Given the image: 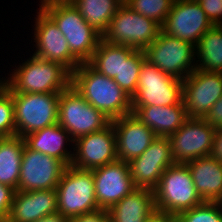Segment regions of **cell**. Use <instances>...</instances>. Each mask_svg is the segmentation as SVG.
<instances>
[{
    "mask_svg": "<svg viewBox=\"0 0 222 222\" xmlns=\"http://www.w3.org/2000/svg\"><path fill=\"white\" fill-rule=\"evenodd\" d=\"M71 84L110 120L132 113L131 97L113 78L101 74L89 63H81L71 74Z\"/></svg>",
    "mask_w": 222,
    "mask_h": 222,
    "instance_id": "6da1fadb",
    "label": "cell"
},
{
    "mask_svg": "<svg viewBox=\"0 0 222 222\" xmlns=\"http://www.w3.org/2000/svg\"><path fill=\"white\" fill-rule=\"evenodd\" d=\"M215 131L204 118H188L168 137L175 164H187L194 159L210 156Z\"/></svg>",
    "mask_w": 222,
    "mask_h": 222,
    "instance_id": "7c38bea8",
    "label": "cell"
},
{
    "mask_svg": "<svg viewBox=\"0 0 222 222\" xmlns=\"http://www.w3.org/2000/svg\"><path fill=\"white\" fill-rule=\"evenodd\" d=\"M136 188L154 190L166 168L175 164L168 137H157L137 158L128 162Z\"/></svg>",
    "mask_w": 222,
    "mask_h": 222,
    "instance_id": "2e32d148",
    "label": "cell"
},
{
    "mask_svg": "<svg viewBox=\"0 0 222 222\" xmlns=\"http://www.w3.org/2000/svg\"><path fill=\"white\" fill-rule=\"evenodd\" d=\"M84 20L101 36L121 6L117 0H70Z\"/></svg>",
    "mask_w": 222,
    "mask_h": 222,
    "instance_id": "83f0119b",
    "label": "cell"
},
{
    "mask_svg": "<svg viewBox=\"0 0 222 222\" xmlns=\"http://www.w3.org/2000/svg\"><path fill=\"white\" fill-rule=\"evenodd\" d=\"M153 191L156 210L174 217L204 202L196 191L186 164L166 168Z\"/></svg>",
    "mask_w": 222,
    "mask_h": 222,
    "instance_id": "277c9868",
    "label": "cell"
},
{
    "mask_svg": "<svg viewBox=\"0 0 222 222\" xmlns=\"http://www.w3.org/2000/svg\"><path fill=\"white\" fill-rule=\"evenodd\" d=\"M58 26L72 55L80 63H88L102 38L70 2H52L40 7Z\"/></svg>",
    "mask_w": 222,
    "mask_h": 222,
    "instance_id": "3957f363",
    "label": "cell"
},
{
    "mask_svg": "<svg viewBox=\"0 0 222 222\" xmlns=\"http://www.w3.org/2000/svg\"><path fill=\"white\" fill-rule=\"evenodd\" d=\"M23 137L4 136L0 139V183L17 191L22 153L25 148Z\"/></svg>",
    "mask_w": 222,
    "mask_h": 222,
    "instance_id": "d4e9b609",
    "label": "cell"
},
{
    "mask_svg": "<svg viewBox=\"0 0 222 222\" xmlns=\"http://www.w3.org/2000/svg\"><path fill=\"white\" fill-rule=\"evenodd\" d=\"M67 1H70V0H40V4H39V8L42 7L43 5L45 4H48V3H52V2H67Z\"/></svg>",
    "mask_w": 222,
    "mask_h": 222,
    "instance_id": "60d3db41",
    "label": "cell"
},
{
    "mask_svg": "<svg viewBox=\"0 0 222 222\" xmlns=\"http://www.w3.org/2000/svg\"><path fill=\"white\" fill-rule=\"evenodd\" d=\"M66 167L67 165L63 161L33 151L25 145L17 190L56 189Z\"/></svg>",
    "mask_w": 222,
    "mask_h": 222,
    "instance_id": "4fadbf2b",
    "label": "cell"
},
{
    "mask_svg": "<svg viewBox=\"0 0 222 222\" xmlns=\"http://www.w3.org/2000/svg\"><path fill=\"white\" fill-rule=\"evenodd\" d=\"M58 213L72 218L99 209L92 170L67 166L56 187Z\"/></svg>",
    "mask_w": 222,
    "mask_h": 222,
    "instance_id": "9c48e42d",
    "label": "cell"
},
{
    "mask_svg": "<svg viewBox=\"0 0 222 222\" xmlns=\"http://www.w3.org/2000/svg\"><path fill=\"white\" fill-rule=\"evenodd\" d=\"M175 217L162 211L156 210L144 222H175Z\"/></svg>",
    "mask_w": 222,
    "mask_h": 222,
    "instance_id": "74e56055",
    "label": "cell"
},
{
    "mask_svg": "<svg viewBox=\"0 0 222 222\" xmlns=\"http://www.w3.org/2000/svg\"><path fill=\"white\" fill-rule=\"evenodd\" d=\"M71 166L92 170L118 160L116 134L112 122L104 129L74 141Z\"/></svg>",
    "mask_w": 222,
    "mask_h": 222,
    "instance_id": "9a60e30c",
    "label": "cell"
},
{
    "mask_svg": "<svg viewBox=\"0 0 222 222\" xmlns=\"http://www.w3.org/2000/svg\"><path fill=\"white\" fill-rule=\"evenodd\" d=\"M162 27L151 18L121 5L111 19L102 39L116 45L144 50L158 37Z\"/></svg>",
    "mask_w": 222,
    "mask_h": 222,
    "instance_id": "52a82bcc",
    "label": "cell"
},
{
    "mask_svg": "<svg viewBox=\"0 0 222 222\" xmlns=\"http://www.w3.org/2000/svg\"><path fill=\"white\" fill-rule=\"evenodd\" d=\"M16 135L28 134L58 123L60 93H11Z\"/></svg>",
    "mask_w": 222,
    "mask_h": 222,
    "instance_id": "ba28073f",
    "label": "cell"
},
{
    "mask_svg": "<svg viewBox=\"0 0 222 222\" xmlns=\"http://www.w3.org/2000/svg\"><path fill=\"white\" fill-rule=\"evenodd\" d=\"M69 222H109V213L106 209H97L88 213L69 218Z\"/></svg>",
    "mask_w": 222,
    "mask_h": 222,
    "instance_id": "836d02e7",
    "label": "cell"
},
{
    "mask_svg": "<svg viewBox=\"0 0 222 222\" xmlns=\"http://www.w3.org/2000/svg\"><path fill=\"white\" fill-rule=\"evenodd\" d=\"M146 60L162 72L184 80L196 69L195 45L160 31L144 50Z\"/></svg>",
    "mask_w": 222,
    "mask_h": 222,
    "instance_id": "8992f818",
    "label": "cell"
},
{
    "mask_svg": "<svg viewBox=\"0 0 222 222\" xmlns=\"http://www.w3.org/2000/svg\"><path fill=\"white\" fill-rule=\"evenodd\" d=\"M95 198L98 207L109 210L126 195L136 189L130 175L129 164L116 160L92 169Z\"/></svg>",
    "mask_w": 222,
    "mask_h": 222,
    "instance_id": "ac0fdd59",
    "label": "cell"
},
{
    "mask_svg": "<svg viewBox=\"0 0 222 222\" xmlns=\"http://www.w3.org/2000/svg\"><path fill=\"white\" fill-rule=\"evenodd\" d=\"M204 119L215 130L222 128V97L211 107Z\"/></svg>",
    "mask_w": 222,
    "mask_h": 222,
    "instance_id": "d590c367",
    "label": "cell"
},
{
    "mask_svg": "<svg viewBox=\"0 0 222 222\" xmlns=\"http://www.w3.org/2000/svg\"><path fill=\"white\" fill-rule=\"evenodd\" d=\"M116 134L118 160L126 163L139 157L157 138L133 113L111 120Z\"/></svg>",
    "mask_w": 222,
    "mask_h": 222,
    "instance_id": "d6986e66",
    "label": "cell"
},
{
    "mask_svg": "<svg viewBox=\"0 0 222 222\" xmlns=\"http://www.w3.org/2000/svg\"><path fill=\"white\" fill-rule=\"evenodd\" d=\"M183 80L170 76L145 60L139 72L132 106H170L183 100Z\"/></svg>",
    "mask_w": 222,
    "mask_h": 222,
    "instance_id": "30bf717a",
    "label": "cell"
},
{
    "mask_svg": "<svg viewBox=\"0 0 222 222\" xmlns=\"http://www.w3.org/2000/svg\"><path fill=\"white\" fill-rule=\"evenodd\" d=\"M24 141L33 151L61 160L67 166L72 163L74 141L58 123L26 135Z\"/></svg>",
    "mask_w": 222,
    "mask_h": 222,
    "instance_id": "44dd1931",
    "label": "cell"
},
{
    "mask_svg": "<svg viewBox=\"0 0 222 222\" xmlns=\"http://www.w3.org/2000/svg\"><path fill=\"white\" fill-rule=\"evenodd\" d=\"M15 190L0 183V214L8 219Z\"/></svg>",
    "mask_w": 222,
    "mask_h": 222,
    "instance_id": "e575fe53",
    "label": "cell"
},
{
    "mask_svg": "<svg viewBox=\"0 0 222 222\" xmlns=\"http://www.w3.org/2000/svg\"><path fill=\"white\" fill-rule=\"evenodd\" d=\"M7 88V77L0 78V94H2Z\"/></svg>",
    "mask_w": 222,
    "mask_h": 222,
    "instance_id": "ab89813d",
    "label": "cell"
},
{
    "mask_svg": "<svg viewBox=\"0 0 222 222\" xmlns=\"http://www.w3.org/2000/svg\"><path fill=\"white\" fill-rule=\"evenodd\" d=\"M156 211L154 191L136 188L109 210V222H144Z\"/></svg>",
    "mask_w": 222,
    "mask_h": 222,
    "instance_id": "cb8c5ba5",
    "label": "cell"
},
{
    "mask_svg": "<svg viewBox=\"0 0 222 222\" xmlns=\"http://www.w3.org/2000/svg\"><path fill=\"white\" fill-rule=\"evenodd\" d=\"M135 50L132 47L111 44L101 38L88 63L101 74L114 78L122 68V59H127Z\"/></svg>",
    "mask_w": 222,
    "mask_h": 222,
    "instance_id": "4316f807",
    "label": "cell"
},
{
    "mask_svg": "<svg viewBox=\"0 0 222 222\" xmlns=\"http://www.w3.org/2000/svg\"><path fill=\"white\" fill-rule=\"evenodd\" d=\"M36 222H69V218L56 212L54 214L46 215L45 217L40 218Z\"/></svg>",
    "mask_w": 222,
    "mask_h": 222,
    "instance_id": "f35d334b",
    "label": "cell"
},
{
    "mask_svg": "<svg viewBox=\"0 0 222 222\" xmlns=\"http://www.w3.org/2000/svg\"><path fill=\"white\" fill-rule=\"evenodd\" d=\"M7 76L10 93H61L71 84V73L60 63L30 54Z\"/></svg>",
    "mask_w": 222,
    "mask_h": 222,
    "instance_id": "7a4b0ae2",
    "label": "cell"
},
{
    "mask_svg": "<svg viewBox=\"0 0 222 222\" xmlns=\"http://www.w3.org/2000/svg\"><path fill=\"white\" fill-rule=\"evenodd\" d=\"M121 5H128L131 0H117Z\"/></svg>",
    "mask_w": 222,
    "mask_h": 222,
    "instance_id": "b9f144b4",
    "label": "cell"
},
{
    "mask_svg": "<svg viewBox=\"0 0 222 222\" xmlns=\"http://www.w3.org/2000/svg\"><path fill=\"white\" fill-rule=\"evenodd\" d=\"M210 156L222 163V128L215 131L213 147Z\"/></svg>",
    "mask_w": 222,
    "mask_h": 222,
    "instance_id": "8d00e7d4",
    "label": "cell"
},
{
    "mask_svg": "<svg viewBox=\"0 0 222 222\" xmlns=\"http://www.w3.org/2000/svg\"><path fill=\"white\" fill-rule=\"evenodd\" d=\"M146 60L143 50H135L127 59H122V68L113 80L132 98L136 93L139 72Z\"/></svg>",
    "mask_w": 222,
    "mask_h": 222,
    "instance_id": "f1b7e54d",
    "label": "cell"
},
{
    "mask_svg": "<svg viewBox=\"0 0 222 222\" xmlns=\"http://www.w3.org/2000/svg\"><path fill=\"white\" fill-rule=\"evenodd\" d=\"M211 23L222 26V0H198Z\"/></svg>",
    "mask_w": 222,
    "mask_h": 222,
    "instance_id": "d6a6232c",
    "label": "cell"
},
{
    "mask_svg": "<svg viewBox=\"0 0 222 222\" xmlns=\"http://www.w3.org/2000/svg\"><path fill=\"white\" fill-rule=\"evenodd\" d=\"M7 219L2 215V214H0V222H4V221H6Z\"/></svg>",
    "mask_w": 222,
    "mask_h": 222,
    "instance_id": "7bdbcfd3",
    "label": "cell"
},
{
    "mask_svg": "<svg viewBox=\"0 0 222 222\" xmlns=\"http://www.w3.org/2000/svg\"><path fill=\"white\" fill-rule=\"evenodd\" d=\"M176 222H222V202H207L183 211Z\"/></svg>",
    "mask_w": 222,
    "mask_h": 222,
    "instance_id": "f546056e",
    "label": "cell"
},
{
    "mask_svg": "<svg viewBox=\"0 0 222 222\" xmlns=\"http://www.w3.org/2000/svg\"><path fill=\"white\" fill-rule=\"evenodd\" d=\"M222 97V73L197 68L183 80V102L188 118H205Z\"/></svg>",
    "mask_w": 222,
    "mask_h": 222,
    "instance_id": "5bb4252c",
    "label": "cell"
},
{
    "mask_svg": "<svg viewBox=\"0 0 222 222\" xmlns=\"http://www.w3.org/2000/svg\"><path fill=\"white\" fill-rule=\"evenodd\" d=\"M213 26L197 1L181 0L173 2L161 27L166 34L196 46L204 33Z\"/></svg>",
    "mask_w": 222,
    "mask_h": 222,
    "instance_id": "e0dca14e",
    "label": "cell"
},
{
    "mask_svg": "<svg viewBox=\"0 0 222 222\" xmlns=\"http://www.w3.org/2000/svg\"><path fill=\"white\" fill-rule=\"evenodd\" d=\"M58 211L56 189L15 191L8 220L10 222H36Z\"/></svg>",
    "mask_w": 222,
    "mask_h": 222,
    "instance_id": "ffe728a7",
    "label": "cell"
},
{
    "mask_svg": "<svg viewBox=\"0 0 222 222\" xmlns=\"http://www.w3.org/2000/svg\"><path fill=\"white\" fill-rule=\"evenodd\" d=\"M32 54L44 60L60 63L71 74L81 65L72 55L67 40L55 22L41 9L36 10ZM36 48V50H34Z\"/></svg>",
    "mask_w": 222,
    "mask_h": 222,
    "instance_id": "8fae6325",
    "label": "cell"
},
{
    "mask_svg": "<svg viewBox=\"0 0 222 222\" xmlns=\"http://www.w3.org/2000/svg\"><path fill=\"white\" fill-rule=\"evenodd\" d=\"M197 193L203 201L222 202V163L211 157H201L186 164Z\"/></svg>",
    "mask_w": 222,
    "mask_h": 222,
    "instance_id": "603a6c76",
    "label": "cell"
},
{
    "mask_svg": "<svg viewBox=\"0 0 222 222\" xmlns=\"http://www.w3.org/2000/svg\"><path fill=\"white\" fill-rule=\"evenodd\" d=\"M195 49L198 70L222 73V26L216 25L207 30Z\"/></svg>",
    "mask_w": 222,
    "mask_h": 222,
    "instance_id": "484cf974",
    "label": "cell"
},
{
    "mask_svg": "<svg viewBox=\"0 0 222 222\" xmlns=\"http://www.w3.org/2000/svg\"><path fill=\"white\" fill-rule=\"evenodd\" d=\"M0 135H16L13 97L7 89L0 94Z\"/></svg>",
    "mask_w": 222,
    "mask_h": 222,
    "instance_id": "1f68e13d",
    "label": "cell"
},
{
    "mask_svg": "<svg viewBox=\"0 0 222 222\" xmlns=\"http://www.w3.org/2000/svg\"><path fill=\"white\" fill-rule=\"evenodd\" d=\"M110 123L111 120L87 102L72 84L60 93L58 124L69 133L73 141L102 130Z\"/></svg>",
    "mask_w": 222,
    "mask_h": 222,
    "instance_id": "5b68a950",
    "label": "cell"
},
{
    "mask_svg": "<svg viewBox=\"0 0 222 222\" xmlns=\"http://www.w3.org/2000/svg\"><path fill=\"white\" fill-rule=\"evenodd\" d=\"M172 5L171 0H131L127 6L141 15L153 19L162 26Z\"/></svg>",
    "mask_w": 222,
    "mask_h": 222,
    "instance_id": "4dcf8cb0",
    "label": "cell"
},
{
    "mask_svg": "<svg viewBox=\"0 0 222 222\" xmlns=\"http://www.w3.org/2000/svg\"><path fill=\"white\" fill-rule=\"evenodd\" d=\"M132 113L157 137H169L188 119L183 101L170 106H132Z\"/></svg>",
    "mask_w": 222,
    "mask_h": 222,
    "instance_id": "7402d4cb",
    "label": "cell"
}]
</instances>
